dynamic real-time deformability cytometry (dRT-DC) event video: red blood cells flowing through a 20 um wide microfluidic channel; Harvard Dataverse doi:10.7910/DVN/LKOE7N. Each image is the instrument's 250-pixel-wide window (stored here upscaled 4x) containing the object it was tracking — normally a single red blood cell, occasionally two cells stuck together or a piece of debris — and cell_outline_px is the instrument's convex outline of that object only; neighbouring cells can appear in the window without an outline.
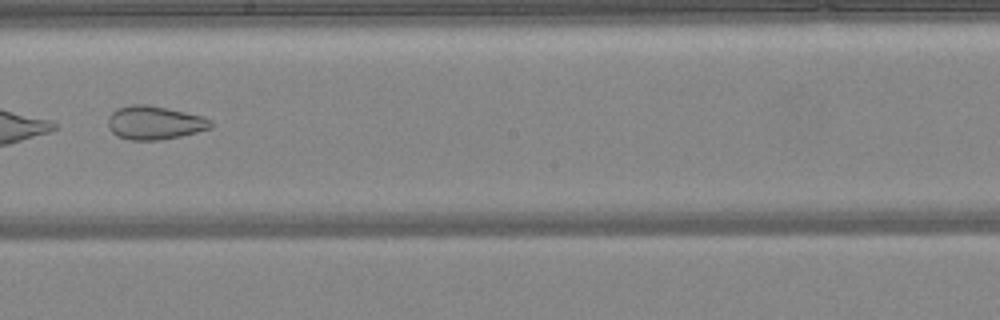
{"species": "common noctule bat (a hibernating species)", "species_latin": "Nyctalus noctula", "temperature_condition": "warm", "stored_images_in_passage": 47, "camera_frame_rate_fps": 3000, "um_per_image_px": 0.085, "animal": {"sex": "female", "body_mass_g": 24.6, "forearm_length_mm": 56.2}, "frame": {"image": 1, "passage_image": 27, "time_ms": 8.667, "image_size_px": [1000, 320], "cell_outline_px": [[212, 128], [180, 136], [160, 140], [128, 140], [116, 136], [108, 128], [108, 116], [116, 108], [128, 104], [148, 104], [204, 116], [212, 120]], "centroid_in_image_um": [13.11, 10.42], "position_along_channel_um": 235.1, "area_um2": 20.4}}